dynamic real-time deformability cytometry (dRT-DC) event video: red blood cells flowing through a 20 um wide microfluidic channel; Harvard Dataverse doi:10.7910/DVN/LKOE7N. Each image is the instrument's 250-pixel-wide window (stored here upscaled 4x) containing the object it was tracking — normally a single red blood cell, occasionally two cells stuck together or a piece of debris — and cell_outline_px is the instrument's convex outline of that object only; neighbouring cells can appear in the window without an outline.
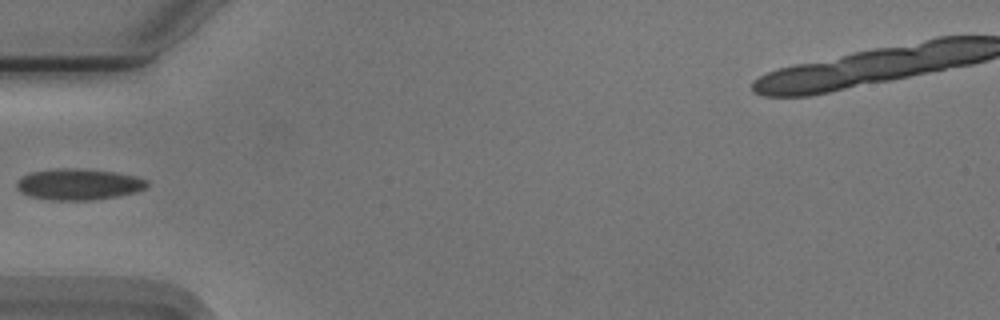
{"species": "Egyptian fruit bat (a non-hibernating species)", "species_latin": "Rousettus aegyptiacus", "temperature_condition": "cold", "stored_images_in_passage": 18, "camera_frame_rate_fps": 3000, "um_per_image_px": 0.085, "animal": {"sex": "male"}, "frame": {"image": 1, "passage_image": 1, "time_ms": 0.0, "image_size_px": [1000, 320], "cell_outline_px": [[148, 184], [144, 188], [136, 192], [120, 196], [92, 200], [52, 200], [28, 196], [20, 192], [16, 188], [16, 180], [20, 176], [28, 172], [60, 168], [76, 168], [116, 172], [136, 176], [148, 180]], "centroid_in_image_um": [6.64, 15.66], "position_along_channel_um": 78.4, "area_um2": 24.04}}
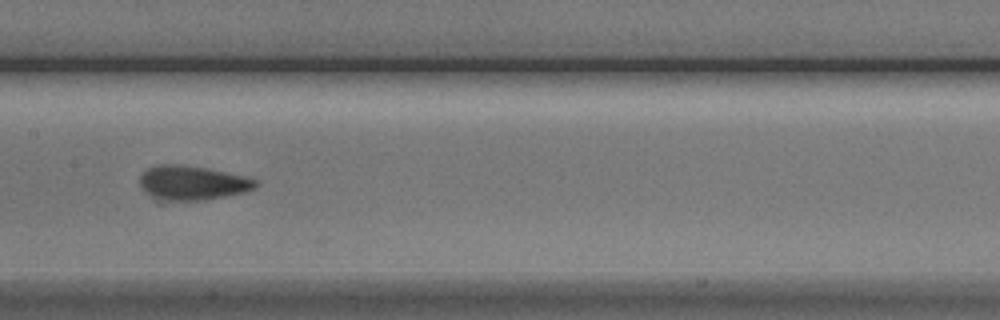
{"frame": {"image": 2, "passage_image": 10, "time_ms": 3.0, "image_size_px": [1000, 320], "cell_outline_px": [[260, 184], [256, 188], [244, 192], [204, 200], [156, 204], [144, 192], [140, 184], [140, 176], [148, 168], [160, 164], [180, 164], [208, 168], [244, 176], [256, 180]], "centroid_in_image_um": [16.26, 15.6], "position_along_channel_um": 191.1, "area_um2": 24.1}}
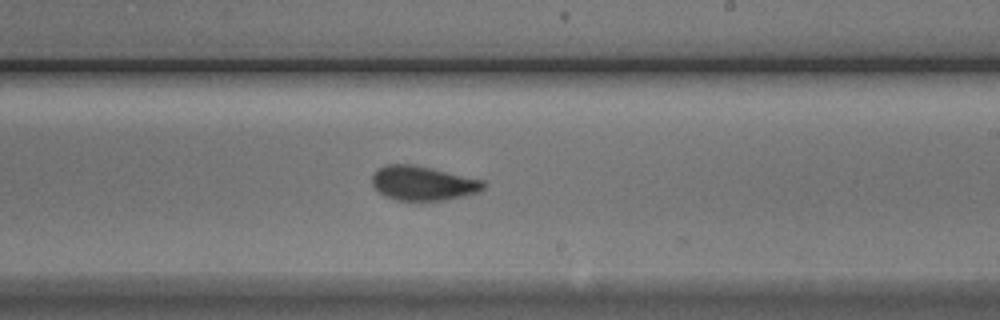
{"frame": {"image": 3, "passage_image": 15, "time_ms": 4.667, "image_size_px": [1000, 320], "cell_outline_px": [[488, 184], [484, 188], [476, 192], [464, 196], [444, 200], [396, 200], [384, 196], [372, 184], [372, 176], [380, 168], [388, 164], [412, 164], [432, 168], [484, 180]], "centroid_in_image_um": [35.98, 15.57], "position_along_channel_um": 253.0, "area_um2": 22.2}}